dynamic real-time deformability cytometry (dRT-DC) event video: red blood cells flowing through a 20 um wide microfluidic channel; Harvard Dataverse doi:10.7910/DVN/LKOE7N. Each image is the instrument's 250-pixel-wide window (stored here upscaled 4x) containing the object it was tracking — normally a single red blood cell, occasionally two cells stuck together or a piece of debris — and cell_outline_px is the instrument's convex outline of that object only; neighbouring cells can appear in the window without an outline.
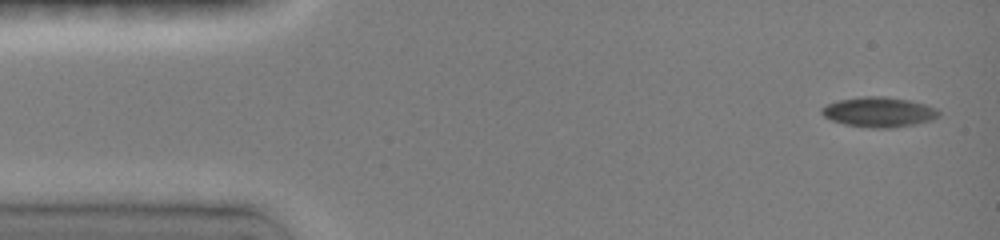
{"species": "common noctule bat (a hibernating species)", "species_latin": "Nyctalus noctula", "temperature_condition": "room temperature", "stored_images_in_passage": 55, "camera_frame_rate_fps": 3000, "um_per_image_px": 0.085, "animal": {"sex": "female", "body_mass_g": 19.0, "forearm_length_mm": 51.5}, "frame": {"image": 1, "passage_image": 2, "time_ms": 0.333, "image_size_px": [1000, 240], "cell_outline_px": [[940, 116], [932, 120], [916, 124], [892, 128], [872, 128], [844, 124], [832, 120], [824, 116], [820, 112], [820, 108], [828, 104], [840, 100], [864, 96], [884, 96], [912, 100], [936, 108], [940, 112]], "centroid_in_image_um": [74.74, 9.52], "position_along_channel_um": 10.3, "area_um2": 20.58}}
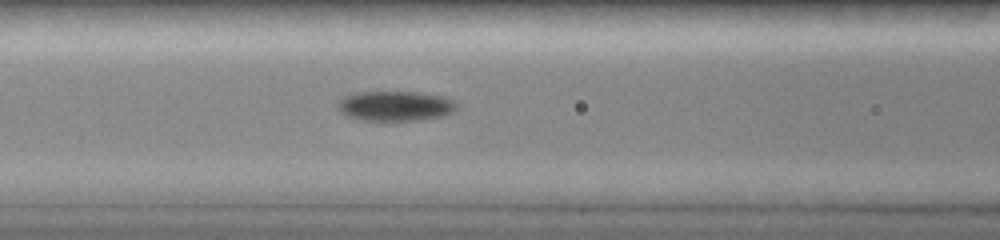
{"frame": {"image": 2, "passage_image": 20, "time_ms": 6.0, "image_size_px": [1000, 240], "cell_outline_px": [[460, 104], [452, 112], [444, 116], [416, 120], [356, 120], [344, 116], [340, 112], [340, 100], [348, 96], [360, 92], [416, 92], [440, 96], [452, 100]], "centroid_in_image_um": [33.62, 9.02], "position_along_channel_um": 133.0, "area_um2": 20.52}}
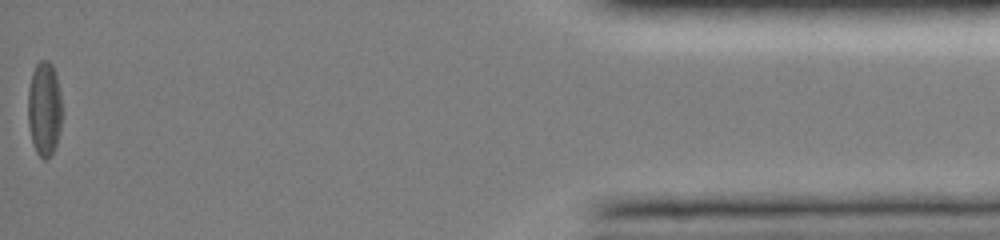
{"frame": {"image": 3, "passage_image": 55, "time_ms": 15.333, "image_size_px": [1000, 240], "cell_outline_px": [[60, 128], [56, 144], [52, 152], [44, 160], [36, 152], [32, 140], [28, 124], [28, 88], [32, 72], [36, 64], [40, 60], [48, 60], [52, 64], [56, 76], [60, 92]], "centroid_in_image_um": [3.74, 9.21], "position_along_channel_um": 431.5, "area_um2": 18.5}, "authors_computed_cell_mechanics": {"area_um2": 20.1144, "velocity_mm_per_s": 4.0373, "shape_relaxation_time_tau1_ms": null, "shape_relaxation_time_tau2_ms": 5.4464, "deformation_change_tau1": null, "deformation_change_tau2": 0.0922}}